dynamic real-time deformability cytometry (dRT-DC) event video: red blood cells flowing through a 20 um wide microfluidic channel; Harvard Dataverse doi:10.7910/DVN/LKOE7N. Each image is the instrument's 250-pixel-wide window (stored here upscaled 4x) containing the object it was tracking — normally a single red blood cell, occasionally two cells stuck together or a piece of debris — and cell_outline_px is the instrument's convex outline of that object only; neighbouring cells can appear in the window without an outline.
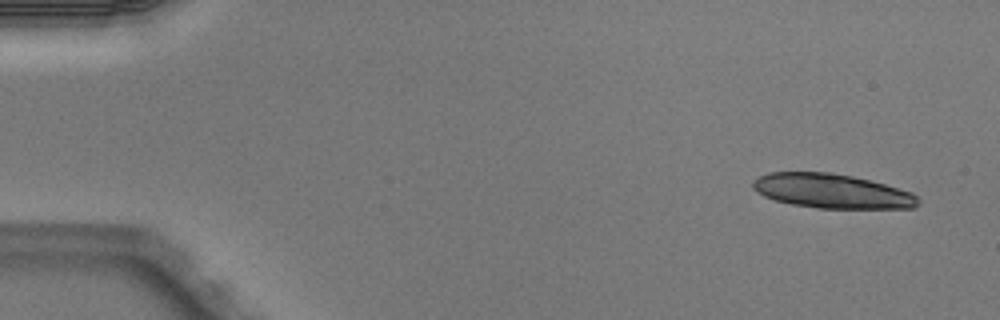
{"species": "Egyptian fruit bat (a non-hibernating species)", "species_latin": "Rousettus aegyptiacus", "temperature_condition": "warm", "stored_images_in_passage": 4, "camera_frame_rate_fps": 3000, "um_per_image_px": 0.085, "animal": {"sex": "male"}, "frame": {"image": 1, "passage_image": 1, "time_ms": 0.0, "image_size_px": [1000, 320], "cell_outline_px": [[920, 204], [912, 208], [820, 208], [792, 204], [776, 200], [764, 196], [756, 192], [752, 188], [752, 180], [768, 172], [832, 172], [852, 176], [884, 184], [912, 192], [920, 200]], "centroid_in_image_um": [70.69, 16.24], "position_along_channel_um": 14.3, "area_um2": 33.06}}